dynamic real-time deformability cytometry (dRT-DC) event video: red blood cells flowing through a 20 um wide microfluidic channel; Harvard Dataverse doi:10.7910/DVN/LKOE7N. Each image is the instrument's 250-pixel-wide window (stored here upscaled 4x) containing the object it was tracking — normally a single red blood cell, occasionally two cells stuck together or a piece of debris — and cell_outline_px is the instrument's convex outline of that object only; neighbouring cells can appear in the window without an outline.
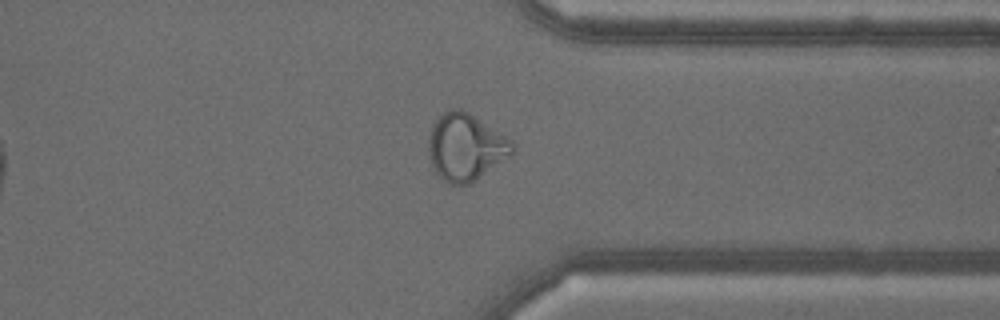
{"species": "common noctule bat (a hibernating species)", "species_latin": "Nyctalus noctula", "temperature_condition": "warm", "stored_images_in_passage": 39, "camera_frame_rate_fps": 3000, "um_per_image_px": 0.085, "animal": {"sex": "male", "body_mass_g": 18.8}, "frame": {"image": 1, "passage_image": 34, "time_ms": 11.0, "image_size_px": [1000, 320], "cell_outline_px": [[516, 144], [512, 156], [468, 184], [452, 184], [444, 180], [432, 168], [428, 152], [428, 140], [432, 128], [436, 120], [444, 112], [452, 108], [460, 108], [468, 112], [508, 136]], "centroid_in_image_um": [39.62, 12.49], "position_along_channel_um": 371.8, "area_um2": 32.83}}